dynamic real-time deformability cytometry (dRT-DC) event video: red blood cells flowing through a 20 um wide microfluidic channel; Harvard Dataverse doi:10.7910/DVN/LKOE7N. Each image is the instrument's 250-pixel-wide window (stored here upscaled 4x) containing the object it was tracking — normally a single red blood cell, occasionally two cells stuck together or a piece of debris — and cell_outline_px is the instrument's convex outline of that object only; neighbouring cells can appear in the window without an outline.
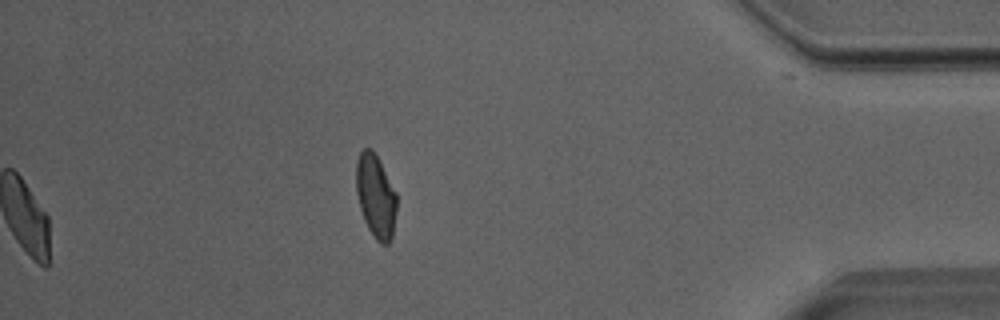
{"species": "Egyptian fruit bat (a non-hibernating species)", "species_latin": "Rousettus aegyptiacus", "temperature_condition": "room temperature", "stored_images_in_passage": 38, "camera_frame_rate_fps": 3000, "um_per_image_px": 0.085, "animal": {"sex": "male"}, "frame": {"image": 1, "passage_image": 38, "time_ms": 12.333, "image_size_px": [1000, 320], "cell_outline_px": [[396, 212], [392, 236], [388, 244], [380, 244], [376, 240], [368, 228], [364, 220], [360, 208], [356, 192], [356, 160], [360, 152], [364, 148], [372, 148], [396, 192]], "centroid_in_image_um": [31.92, 16.67], "position_along_channel_um": 403.3, "area_um2": 19.59}, "authors_computed_cell_mechanics": {"area_um2": 20.9525, "velocity_mm_per_s": 3.9959, "shape_relaxation_time_tau1_ms": 4.9227, "shape_relaxation_time_tau2_ms": 1.2761, "deformation_change_tau1": 0.1447, "deformation_change_tau2": 0.0567}}